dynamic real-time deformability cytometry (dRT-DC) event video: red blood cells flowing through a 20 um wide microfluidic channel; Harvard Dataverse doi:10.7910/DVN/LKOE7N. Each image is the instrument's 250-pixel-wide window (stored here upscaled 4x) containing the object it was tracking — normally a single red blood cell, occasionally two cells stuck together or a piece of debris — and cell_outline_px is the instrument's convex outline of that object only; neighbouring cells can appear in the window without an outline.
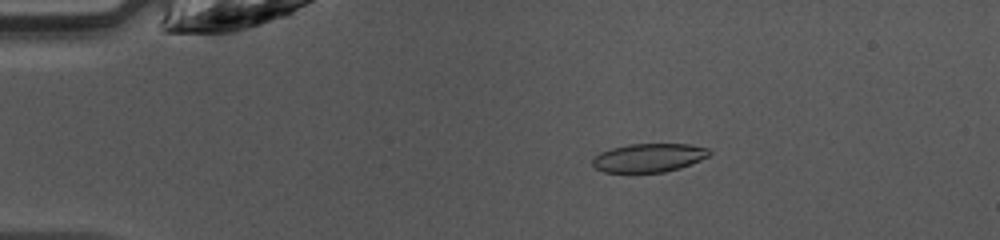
{"species": "common noctule bat (a hibernating species)", "species_latin": "Nyctalus noctula", "temperature_condition": "warm", "stored_images_in_passage": 47, "camera_frame_rate_fps": 3000, "um_per_image_px": 0.085, "animal": {"sex": "female", "body_mass_g": 10.0, "forearm_length_mm": 53.1}, "frame": {"image": 1, "passage_image": 9, "time_ms": 2.667, "image_size_px": [1000, 240], "cell_outline_px": [[712, 152], [708, 156], [692, 164], [680, 168], [664, 172], [604, 172], [596, 168], [592, 164], [592, 160], [600, 152], [612, 148], [628, 144], [692, 144], [708, 148]], "centroid_in_image_um": [55.18, 13.4], "position_along_channel_um": 29.8, "area_um2": 19.48}}
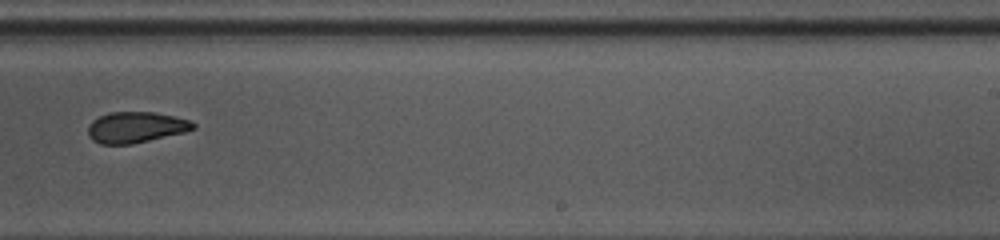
{"frame": {"image": 2, "passage_image": 30, "time_ms": 9.667, "image_size_px": [1000, 240], "cell_outline_px": [[196, 128], [184, 132], [132, 144], [100, 144], [92, 140], [88, 136], [88, 124], [92, 120], [108, 112], [156, 112], [192, 120], [196, 124]], "centroid_in_image_um": [11.54, 10.81], "position_along_channel_um": 277.5, "area_um2": 19.13}}
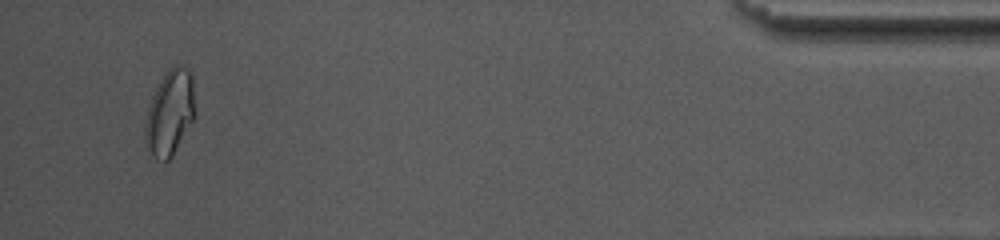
{"frame": {"image": 3, "passage_image": 45, "time_ms": 14.667, "image_size_px": [1000, 240], "cell_outline_px": [[192, 120], [172, 156], [168, 160], [164, 160], [156, 156], [152, 152], [144, 140], [144, 120], [148, 104], [164, 72], [168, 68], [176, 64], [180, 64], [188, 68], [192, 76]], "centroid_in_image_um": [14.38, 9.51], "position_along_channel_um": 420.8, "area_um2": 24.16}, "authors_computed_cell_mechanics": {"area_um2": 19.9988, "velocity_mm_per_s": 4.246, "shape_relaxation_time_tau1_ms": null, "shape_relaxation_time_tau2_ms": 2.6106, "deformation_change_tau1": null, "deformation_change_tau2": 0.0489}}